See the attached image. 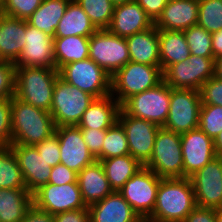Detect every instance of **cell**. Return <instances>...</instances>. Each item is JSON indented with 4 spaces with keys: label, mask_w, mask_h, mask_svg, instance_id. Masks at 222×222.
I'll return each instance as SVG.
<instances>
[{
    "label": "cell",
    "mask_w": 222,
    "mask_h": 222,
    "mask_svg": "<svg viewBox=\"0 0 222 222\" xmlns=\"http://www.w3.org/2000/svg\"><path fill=\"white\" fill-rule=\"evenodd\" d=\"M197 206L190 178H161L156 204L146 222H183Z\"/></svg>",
    "instance_id": "6da1fadb"
},
{
    "label": "cell",
    "mask_w": 222,
    "mask_h": 222,
    "mask_svg": "<svg viewBox=\"0 0 222 222\" xmlns=\"http://www.w3.org/2000/svg\"><path fill=\"white\" fill-rule=\"evenodd\" d=\"M55 128L49 111L11 98V144L35 145L53 135Z\"/></svg>",
    "instance_id": "7a4b0ae2"
},
{
    "label": "cell",
    "mask_w": 222,
    "mask_h": 222,
    "mask_svg": "<svg viewBox=\"0 0 222 222\" xmlns=\"http://www.w3.org/2000/svg\"><path fill=\"white\" fill-rule=\"evenodd\" d=\"M58 76L56 68L17 67L14 96L36 108L50 112Z\"/></svg>",
    "instance_id": "3957f363"
},
{
    "label": "cell",
    "mask_w": 222,
    "mask_h": 222,
    "mask_svg": "<svg viewBox=\"0 0 222 222\" xmlns=\"http://www.w3.org/2000/svg\"><path fill=\"white\" fill-rule=\"evenodd\" d=\"M163 81L161 67L129 61L111 77V95L122 105L128 98Z\"/></svg>",
    "instance_id": "277c9868"
},
{
    "label": "cell",
    "mask_w": 222,
    "mask_h": 222,
    "mask_svg": "<svg viewBox=\"0 0 222 222\" xmlns=\"http://www.w3.org/2000/svg\"><path fill=\"white\" fill-rule=\"evenodd\" d=\"M94 99L95 97L88 92L80 90L58 76L50 108L55 126H77Z\"/></svg>",
    "instance_id": "5b68a950"
},
{
    "label": "cell",
    "mask_w": 222,
    "mask_h": 222,
    "mask_svg": "<svg viewBox=\"0 0 222 222\" xmlns=\"http://www.w3.org/2000/svg\"><path fill=\"white\" fill-rule=\"evenodd\" d=\"M145 167L160 178H184L181 134L160 127Z\"/></svg>",
    "instance_id": "8992f818"
},
{
    "label": "cell",
    "mask_w": 222,
    "mask_h": 222,
    "mask_svg": "<svg viewBox=\"0 0 222 222\" xmlns=\"http://www.w3.org/2000/svg\"><path fill=\"white\" fill-rule=\"evenodd\" d=\"M170 87L162 81L157 86L128 98L121 109L136 118L163 127L169 113Z\"/></svg>",
    "instance_id": "52a82bcc"
},
{
    "label": "cell",
    "mask_w": 222,
    "mask_h": 222,
    "mask_svg": "<svg viewBox=\"0 0 222 222\" xmlns=\"http://www.w3.org/2000/svg\"><path fill=\"white\" fill-rule=\"evenodd\" d=\"M58 73L61 79L95 98H103L111 93V76L90 58L68 63Z\"/></svg>",
    "instance_id": "ba28073f"
},
{
    "label": "cell",
    "mask_w": 222,
    "mask_h": 222,
    "mask_svg": "<svg viewBox=\"0 0 222 222\" xmlns=\"http://www.w3.org/2000/svg\"><path fill=\"white\" fill-rule=\"evenodd\" d=\"M89 58L112 77L130 61L126 38L97 30L89 39Z\"/></svg>",
    "instance_id": "9c48e42d"
},
{
    "label": "cell",
    "mask_w": 222,
    "mask_h": 222,
    "mask_svg": "<svg viewBox=\"0 0 222 222\" xmlns=\"http://www.w3.org/2000/svg\"><path fill=\"white\" fill-rule=\"evenodd\" d=\"M199 90L170 88V106L164 128L178 134L198 128L201 110Z\"/></svg>",
    "instance_id": "30bf717a"
},
{
    "label": "cell",
    "mask_w": 222,
    "mask_h": 222,
    "mask_svg": "<svg viewBox=\"0 0 222 222\" xmlns=\"http://www.w3.org/2000/svg\"><path fill=\"white\" fill-rule=\"evenodd\" d=\"M215 58L190 54L188 60L170 65L163 72V81L175 89L200 90L214 76Z\"/></svg>",
    "instance_id": "8fae6325"
},
{
    "label": "cell",
    "mask_w": 222,
    "mask_h": 222,
    "mask_svg": "<svg viewBox=\"0 0 222 222\" xmlns=\"http://www.w3.org/2000/svg\"><path fill=\"white\" fill-rule=\"evenodd\" d=\"M160 180V177L144 166L118 190L143 221L154 210Z\"/></svg>",
    "instance_id": "7c38bea8"
},
{
    "label": "cell",
    "mask_w": 222,
    "mask_h": 222,
    "mask_svg": "<svg viewBox=\"0 0 222 222\" xmlns=\"http://www.w3.org/2000/svg\"><path fill=\"white\" fill-rule=\"evenodd\" d=\"M33 204L53 216L66 211L88 209L83 202L78 183H48L33 194Z\"/></svg>",
    "instance_id": "4fadbf2b"
},
{
    "label": "cell",
    "mask_w": 222,
    "mask_h": 222,
    "mask_svg": "<svg viewBox=\"0 0 222 222\" xmlns=\"http://www.w3.org/2000/svg\"><path fill=\"white\" fill-rule=\"evenodd\" d=\"M118 122L125 130L130 155L145 166L152 155L159 126L144 119L127 115L120 109Z\"/></svg>",
    "instance_id": "5bb4252c"
},
{
    "label": "cell",
    "mask_w": 222,
    "mask_h": 222,
    "mask_svg": "<svg viewBox=\"0 0 222 222\" xmlns=\"http://www.w3.org/2000/svg\"><path fill=\"white\" fill-rule=\"evenodd\" d=\"M190 179L198 207L222 208V157L216 156Z\"/></svg>",
    "instance_id": "9a60e30c"
},
{
    "label": "cell",
    "mask_w": 222,
    "mask_h": 222,
    "mask_svg": "<svg viewBox=\"0 0 222 222\" xmlns=\"http://www.w3.org/2000/svg\"><path fill=\"white\" fill-rule=\"evenodd\" d=\"M184 177L190 178L216 155L214 140L199 127L181 134Z\"/></svg>",
    "instance_id": "2e32d148"
},
{
    "label": "cell",
    "mask_w": 222,
    "mask_h": 222,
    "mask_svg": "<svg viewBox=\"0 0 222 222\" xmlns=\"http://www.w3.org/2000/svg\"><path fill=\"white\" fill-rule=\"evenodd\" d=\"M55 133L59 140L61 164L78 174L96 161L89 152L78 126H59L55 128Z\"/></svg>",
    "instance_id": "e0dca14e"
},
{
    "label": "cell",
    "mask_w": 222,
    "mask_h": 222,
    "mask_svg": "<svg viewBox=\"0 0 222 222\" xmlns=\"http://www.w3.org/2000/svg\"><path fill=\"white\" fill-rule=\"evenodd\" d=\"M15 67L55 68L54 38L28 24L26 20V43Z\"/></svg>",
    "instance_id": "ac0fdd59"
},
{
    "label": "cell",
    "mask_w": 222,
    "mask_h": 222,
    "mask_svg": "<svg viewBox=\"0 0 222 222\" xmlns=\"http://www.w3.org/2000/svg\"><path fill=\"white\" fill-rule=\"evenodd\" d=\"M10 147L18 160L26 189L33 195L48 184L52 167L34 145L11 144Z\"/></svg>",
    "instance_id": "d6986e66"
},
{
    "label": "cell",
    "mask_w": 222,
    "mask_h": 222,
    "mask_svg": "<svg viewBox=\"0 0 222 222\" xmlns=\"http://www.w3.org/2000/svg\"><path fill=\"white\" fill-rule=\"evenodd\" d=\"M154 26V22L136 2L116 5L107 30L120 37H128Z\"/></svg>",
    "instance_id": "ffe728a7"
},
{
    "label": "cell",
    "mask_w": 222,
    "mask_h": 222,
    "mask_svg": "<svg viewBox=\"0 0 222 222\" xmlns=\"http://www.w3.org/2000/svg\"><path fill=\"white\" fill-rule=\"evenodd\" d=\"M89 222H144L118 191L88 206Z\"/></svg>",
    "instance_id": "44dd1931"
},
{
    "label": "cell",
    "mask_w": 222,
    "mask_h": 222,
    "mask_svg": "<svg viewBox=\"0 0 222 222\" xmlns=\"http://www.w3.org/2000/svg\"><path fill=\"white\" fill-rule=\"evenodd\" d=\"M199 0H169L154 22L158 30L184 31L198 22Z\"/></svg>",
    "instance_id": "7402d4cb"
},
{
    "label": "cell",
    "mask_w": 222,
    "mask_h": 222,
    "mask_svg": "<svg viewBox=\"0 0 222 222\" xmlns=\"http://www.w3.org/2000/svg\"><path fill=\"white\" fill-rule=\"evenodd\" d=\"M77 182L83 202L89 205L104 199L113 192L106 177L103 165L95 161L77 174Z\"/></svg>",
    "instance_id": "603a6c76"
},
{
    "label": "cell",
    "mask_w": 222,
    "mask_h": 222,
    "mask_svg": "<svg viewBox=\"0 0 222 222\" xmlns=\"http://www.w3.org/2000/svg\"><path fill=\"white\" fill-rule=\"evenodd\" d=\"M120 109L121 105L111 94L95 98L77 126L80 129L107 130L118 121Z\"/></svg>",
    "instance_id": "cb8c5ba5"
},
{
    "label": "cell",
    "mask_w": 222,
    "mask_h": 222,
    "mask_svg": "<svg viewBox=\"0 0 222 222\" xmlns=\"http://www.w3.org/2000/svg\"><path fill=\"white\" fill-rule=\"evenodd\" d=\"M130 61L160 67L158 29L153 26L126 37Z\"/></svg>",
    "instance_id": "d4e9b609"
},
{
    "label": "cell",
    "mask_w": 222,
    "mask_h": 222,
    "mask_svg": "<svg viewBox=\"0 0 222 222\" xmlns=\"http://www.w3.org/2000/svg\"><path fill=\"white\" fill-rule=\"evenodd\" d=\"M26 43V20L5 16L0 28V56L15 62Z\"/></svg>",
    "instance_id": "484cf974"
},
{
    "label": "cell",
    "mask_w": 222,
    "mask_h": 222,
    "mask_svg": "<svg viewBox=\"0 0 222 222\" xmlns=\"http://www.w3.org/2000/svg\"><path fill=\"white\" fill-rule=\"evenodd\" d=\"M97 30L82 7L75 0H71L55 30V38L91 37Z\"/></svg>",
    "instance_id": "4316f807"
},
{
    "label": "cell",
    "mask_w": 222,
    "mask_h": 222,
    "mask_svg": "<svg viewBox=\"0 0 222 222\" xmlns=\"http://www.w3.org/2000/svg\"><path fill=\"white\" fill-rule=\"evenodd\" d=\"M160 67L164 72L170 65L188 60L190 49L183 31L158 30Z\"/></svg>",
    "instance_id": "83f0119b"
},
{
    "label": "cell",
    "mask_w": 222,
    "mask_h": 222,
    "mask_svg": "<svg viewBox=\"0 0 222 222\" xmlns=\"http://www.w3.org/2000/svg\"><path fill=\"white\" fill-rule=\"evenodd\" d=\"M33 205V195L26 188H0V221L21 222Z\"/></svg>",
    "instance_id": "f1b7e54d"
},
{
    "label": "cell",
    "mask_w": 222,
    "mask_h": 222,
    "mask_svg": "<svg viewBox=\"0 0 222 222\" xmlns=\"http://www.w3.org/2000/svg\"><path fill=\"white\" fill-rule=\"evenodd\" d=\"M70 1L43 0L41 5L28 18V24L55 38V30Z\"/></svg>",
    "instance_id": "f546056e"
},
{
    "label": "cell",
    "mask_w": 222,
    "mask_h": 222,
    "mask_svg": "<svg viewBox=\"0 0 222 222\" xmlns=\"http://www.w3.org/2000/svg\"><path fill=\"white\" fill-rule=\"evenodd\" d=\"M113 191L120 190L127 180L144 166L130 154L100 161Z\"/></svg>",
    "instance_id": "4dcf8cb0"
},
{
    "label": "cell",
    "mask_w": 222,
    "mask_h": 222,
    "mask_svg": "<svg viewBox=\"0 0 222 222\" xmlns=\"http://www.w3.org/2000/svg\"><path fill=\"white\" fill-rule=\"evenodd\" d=\"M89 39L84 36L54 38L55 68L89 58Z\"/></svg>",
    "instance_id": "1f68e13d"
},
{
    "label": "cell",
    "mask_w": 222,
    "mask_h": 222,
    "mask_svg": "<svg viewBox=\"0 0 222 222\" xmlns=\"http://www.w3.org/2000/svg\"><path fill=\"white\" fill-rule=\"evenodd\" d=\"M0 188H26L18 160L11 147H0Z\"/></svg>",
    "instance_id": "d6a6232c"
},
{
    "label": "cell",
    "mask_w": 222,
    "mask_h": 222,
    "mask_svg": "<svg viewBox=\"0 0 222 222\" xmlns=\"http://www.w3.org/2000/svg\"><path fill=\"white\" fill-rule=\"evenodd\" d=\"M90 18L94 26L107 29L111 23L115 5L110 0H75Z\"/></svg>",
    "instance_id": "836d02e7"
},
{
    "label": "cell",
    "mask_w": 222,
    "mask_h": 222,
    "mask_svg": "<svg viewBox=\"0 0 222 222\" xmlns=\"http://www.w3.org/2000/svg\"><path fill=\"white\" fill-rule=\"evenodd\" d=\"M130 154L124 128L117 121L106 130L102 146V160Z\"/></svg>",
    "instance_id": "e575fe53"
},
{
    "label": "cell",
    "mask_w": 222,
    "mask_h": 222,
    "mask_svg": "<svg viewBox=\"0 0 222 222\" xmlns=\"http://www.w3.org/2000/svg\"><path fill=\"white\" fill-rule=\"evenodd\" d=\"M183 32L190 49V54L214 58L212 51V36L210 32L199 25L191 26Z\"/></svg>",
    "instance_id": "d590c367"
},
{
    "label": "cell",
    "mask_w": 222,
    "mask_h": 222,
    "mask_svg": "<svg viewBox=\"0 0 222 222\" xmlns=\"http://www.w3.org/2000/svg\"><path fill=\"white\" fill-rule=\"evenodd\" d=\"M197 25L211 34L222 29V0H199Z\"/></svg>",
    "instance_id": "8d00e7d4"
},
{
    "label": "cell",
    "mask_w": 222,
    "mask_h": 222,
    "mask_svg": "<svg viewBox=\"0 0 222 222\" xmlns=\"http://www.w3.org/2000/svg\"><path fill=\"white\" fill-rule=\"evenodd\" d=\"M198 127L214 140L222 130V106L202 105Z\"/></svg>",
    "instance_id": "74e56055"
},
{
    "label": "cell",
    "mask_w": 222,
    "mask_h": 222,
    "mask_svg": "<svg viewBox=\"0 0 222 222\" xmlns=\"http://www.w3.org/2000/svg\"><path fill=\"white\" fill-rule=\"evenodd\" d=\"M43 0H4L2 11L6 16L28 20Z\"/></svg>",
    "instance_id": "f35d334b"
},
{
    "label": "cell",
    "mask_w": 222,
    "mask_h": 222,
    "mask_svg": "<svg viewBox=\"0 0 222 222\" xmlns=\"http://www.w3.org/2000/svg\"><path fill=\"white\" fill-rule=\"evenodd\" d=\"M16 67L14 62L0 63V99L12 98L15 95Z\"/></svg>",
    "instance_id": "ab89813d"
},
{
    "label": "cell",
    "mask_w": 222,
    "mask_h": 222,
    "mask_svg": "<svg viewBox=\"0 0 222 222\" xmlns=\"http://www.w3.org/2000/svg\"><path fill=\"white\" fill-rule=\"evenodd\" d=\"M202 105L222 106V80L213 76L199 90Z\"/></svg>",
    "instance_id": "60d3db41"
},
{
    "label": "cell",
    "mask_w": 222,
    "mask_h": 222,
    "mask_svg": "<svg viewBox=\"0 0 222 222\" xmlns=\"http://www.w3.org/2000/svg\"><path fill=\"white\" fill-rule=\"evenodd\" d=\"M38 153L51 167L60 164L59 140L56 133L34 145Z\"/></svg>",
    "instance_id": "b9f144b4"
},
{
    "label": "cell",
    "mask_w": 222,
    "mask_h": 222,
    "mask_svg": "<svg viewBox=\"0 0 222 222\" xmlns=\"http://www.w3.org/2000/svg\"><path fill=\"white\" fill-rule=\"evenodd\" d=\"M11 145V98L0 99V147Z\"/></svg>",
    "instance_id": "7bdbcfd3"
},
{
    "label": "cell",
    "mask_w": 222,
    "mask_h": 222,
    "mask_svg": "<svg viewBox=\"0 0 222 222\" xmlns=\"http://www.w3.org/2000/svg\"><path fill=\"white\" fill-rule=\"evenodd\" d=\"M81 133L89 152L96 158V161L100 162L102 160V146L106 130L81 129Z\"/></svg>",
    "instance_id": "ee69618b"
},
{
    "label": "cell",
    "mask_w": 222,
    "mask_h": 222,
    "mask_svg": "<svg viewBox=\"0 0 222 222\" xmlns=\"http://www.w3.org/2000/svg\"><path fill=\"white\" fill-rule=\"evenodd\" d=\"M48 183L55 185L78 183L77 173L61 163L57 164L51 169Z\"/></svg>",
    "instance_id": "f6af8a7d"
},
{
    "label": "cell",
    "mask_w": 222,
    "mask_h": 222,
    "mask_svg": "<svg viewBox=\"0 0 222 222\" xmlns=\"http://www.w3.org/2000/svg\"><path fill=\"white\" fill-rule=\"evenodd\" d=\"M155 22L162 14V11L169 0H135Z\"/></svg>",
    "instance_id": "bcb514c9"
},
{
    "label": "cell",
    "mask_w": 222,
    "mask_h": 222,
    "mask_svg": "<svg viewBox=\"0 0 222 222\" xmlns=\"http://www.w3.org/2000/svg\"><path fill=\"white\" fill-rule=\"evenodd\" d=\"M54 222H89V210L66 211L53 216Z\"/></svg>",
    "instance_id": "7dc6e473"
},
{
    "label": "cell",
    "mask_w": 222,
    "mask_h": 222,
    "mask_svg": "<svg viewBox=\"0 0 222 222\" xmlns=\"http://www.w3.org/2000/svg\"><path fill=\"white\" fill-rule=\"evenodd\" d=\"M183 222H216L215 209L196 206Z\"/></svg>",
    "instance_id": "c3c4849f"
},
{
    "label": "cell",
    "mask_w": 222,
    "mask_h": 222,
    "mask_svg": "<svg viewBox=\"0 0 222 222\" xmlns=\"http://www.w3.org/2000/svg\"><path fill=\"white\" fill-rule=\"evenodd\" d=\"M21 222H54L53 215L38 209L34 204L27 210Z\"/></svg>",
    "instance_id": "681fc988"
},
{
    "label": "cell",
    "mask_w": 222,
    "mask_h": 222,
    "mask_svg": "<svg viewBox=\"0 0 222 222\" xmlns=\"http://www.w3.org/2000/svg\"><path fill=\"white\" fill-rule=\"evenodd\" d=\"M211 36L213 56L216 59L217 57L222 56V29L212 33Z\"/></svg>",
    "instance_id": "f907efd6"
},
{
    "label": "cell",
    "mask_w": 222,
    "mask_h": 222,
    "mask_svg": "<svg viewBox=\"0 0 222 222\" xmlns=\"http://www.w3.org/2000/svg\"><path fill=\"white\" fill-rule=\"evenodd\" d=\"M214 76L222 80V56L215 59Z\"/></svg>",
    "instance_id": "816d5d0a"
},
{
    "label": "cell",
    "mask_w": 222,
    "mask_h": 222,
    "mask_svg": "<svg viewBox=\"0 0 222 222\" xmlns=\"http://www.w3.org/2000/svg\"><path fill=\"white\" fill-rule=\"evenodd\" d=\"M216 155L222 157V130L214 139Z\"/></svg>",
    "instance_id": "f5cc1de1"
},
{
    "label": "cell",
    "mask_w": 222,
    "mask_h": 222,
    "mask_svg": "<svg viewBox=\"0 0 222 222\" xmlns=\"http://www.w3.org/2000/svg\"><path fill=\"white\" fill-rule=\"evenodd\" d=\"M215 221L222 222V208L215 209Z\"/></svg>",
    "instance_id": "db71d44e"
},
{
    "label": "cell",
    "mask_w": 222,
    "mask_h": 222,
    "mask_svg": "<svg viewBox=\"0 0 222 222\" xmlns=\"http://www.w3.org/2000/svg\"><path fill=\"white\" fill-rule=\"evenodd\" d=\"M115 6L120 4H125L129 2H133L135 0H110Z\"/></svg>",
    "instance_id": "11a10c76"
},
{
    "label": "cell",
    "mask_w": 222,
    "mask_h": 222,
    "mask_svg": "<svg viewBox=\"0 0 222 222\" xmlns=\"http://www.w3.org/2000/svg\"><path fill=\"white\" fill-rule=\"evenodd\" d=\"M6 16V14L2 11V9H0V28H1V24L3 21V18Z\"/></svg>",
    "instance_id": "9f6ffc18"
},
{
    "label": "cell",
    "mask_w": 222,
    "mask_h": 222,
    "mask_svg": "<svg viewBox=\"0 0 222 222\" xmlns=\"http://www.w3.org/2000/svg\"><path fill=\"white\" fill-rule=\"evenodd\" d=\"M4 0H0V9L3 7Z\"/></svg>",
    "instance_id": "6f0895ef"
},
{
    "label": "cell",
    "mask_w": 222,
    "mask_h": 222,
    "mask_svg": "<svg viewBox=\"0 0 222 222\" xmlns=\"http://www.w3.org/2000/svg\"><path fill=\"white\" fill-rule=\"evenodd\" d=\"M4 62L3 58L0 56V63Z\"/></svg>",
    "instance_id": "680465c9"
}]
</instances>
